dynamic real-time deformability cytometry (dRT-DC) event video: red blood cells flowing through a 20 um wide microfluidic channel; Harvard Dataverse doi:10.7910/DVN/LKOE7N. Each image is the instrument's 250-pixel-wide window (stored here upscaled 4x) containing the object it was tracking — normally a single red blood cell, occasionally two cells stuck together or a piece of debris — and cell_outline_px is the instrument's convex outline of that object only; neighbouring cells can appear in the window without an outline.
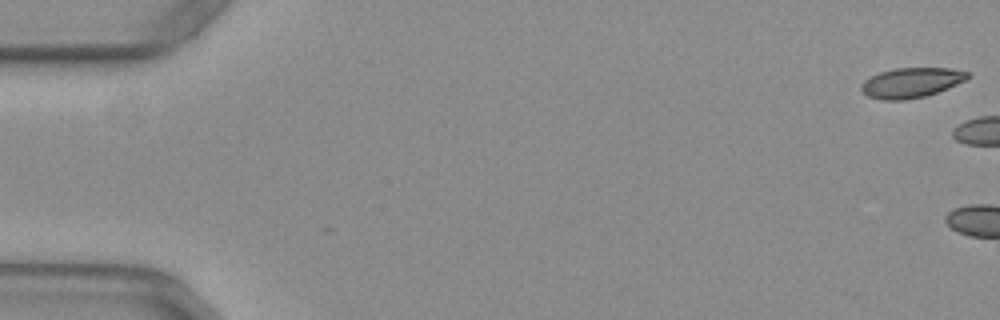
{"species": "common noctule bat (a hibernating species)", "species_latin": "Nyctalus noctula", "temperature_condition": "warm", "stored_images_in_passage": 4, "camera_frame_rate_fps": 3000, "um_per_image_px": 0.085, "animal": {"sex": "female", "body_mass_g": 29.2, "forearm_length_mm": 56.3}, "frame": {"image": 1, "passage_image": 1, "time_ms": 0.0, "image_size_px": [1000, 320], "cell_outline_px": [[972, 76], [948, 88], [924, 96], [904, 100], [880, 100], [868, 96], [860, 88], [860, 84], [864, 80], [880, 72], [896, 68], [948, 68], [972, 72]], "centroid_in_image_um": [77.47, 7.02], "position_along_channel_um": 7.5, "area_um2": 18.55}}